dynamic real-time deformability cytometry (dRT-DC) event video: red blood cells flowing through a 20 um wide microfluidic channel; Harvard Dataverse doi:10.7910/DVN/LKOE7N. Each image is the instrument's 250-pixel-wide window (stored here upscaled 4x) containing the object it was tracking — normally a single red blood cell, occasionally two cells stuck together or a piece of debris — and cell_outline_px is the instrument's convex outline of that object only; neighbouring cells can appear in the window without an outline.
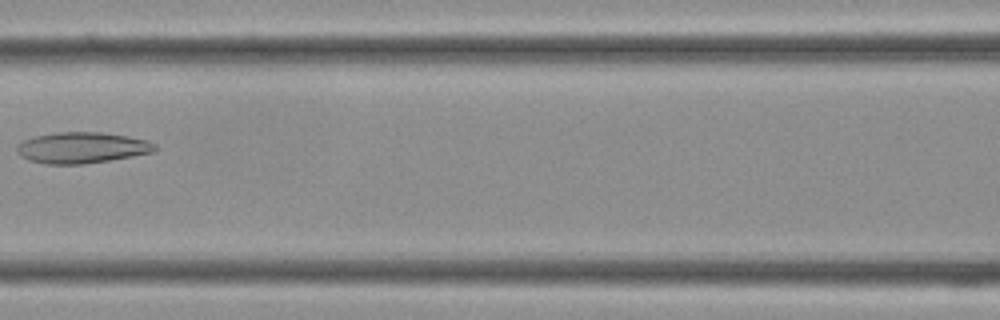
{"species": "Egyptian fruit bat (a non-hibernating species)", "species_latin": "Rousettus aegyptiacus", "temperature_condition": "cold", "stored_images_in_passage": 28, "camera_frame_rate_fps": 3000, "um_per_image_px": 0.085, "frame": {"image": 1, "passage_image": 8, "time_ms": 2.333, "image_size_px": [1000, 320], "cell_outline_px": [[156, 152], [84, 164], [44, 164], [28, 160], [20, 156], [16, 152], [16, 148], [24, 140], [36, 136], [56, 132], [100, 132], [128, 136], [148, 140], [156, 144]], "centroid_in_image_um": [6.97, 12.56], "position_along_channel_um": 159.6, "area_um2": 25.03}}
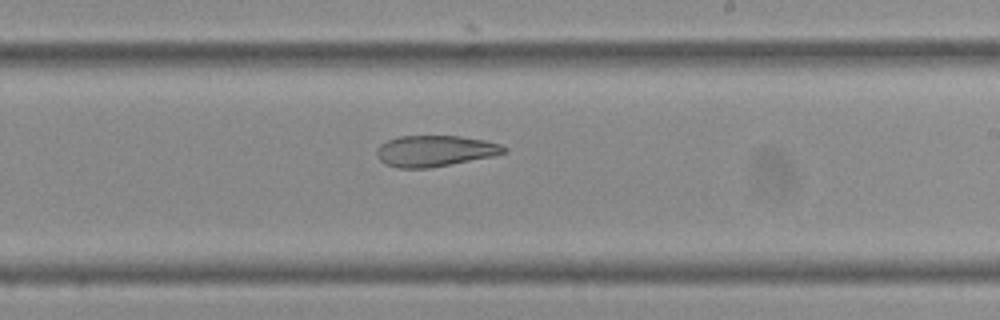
{"frame": {"image": 2, "passage_image": 13, "time_ms": 4.0, "image_size_px": [1000, 320], "cell_outline_px": [[508, 152], [492, 156], [428, 168], [396, 168], [384, 164], [376, 156], [376, 148], [380, 144], [388, 140], [400, 136], [460, 136], [484, 140], [500, 144], [508, 148]], "centroid_in_image_um": [36.94, 12.83], "position_along_channel_um": 252.1, "area_um2": 23.06}}
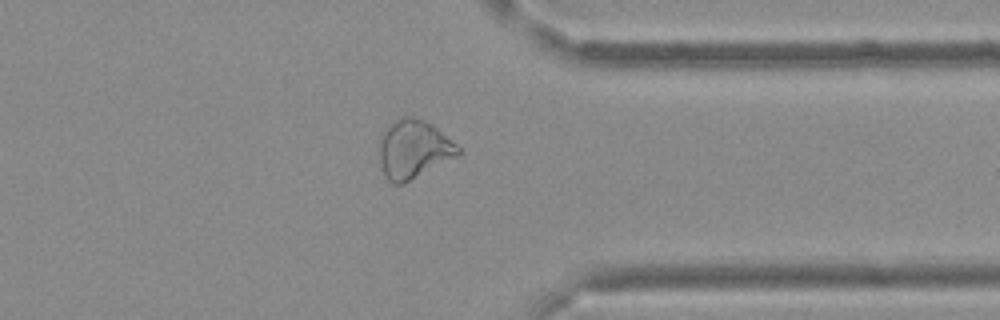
{"frame": {"image": 3, "passage_image": 20, "time_ms": 6.333, "image_size_px": [1000, 320], "cell_outline_px": [[460, 152], [456, 156], [404, 184], [392, 184], [384, 176], [380, 164], [380, 136], [388, 124], [404, 116], [412, 116], [424, 120], [436, 128], [456, 144], [460, 148]], "centroid_in_image_um": [35.11, 12.69], "position_along_channel_um": 376.3, "area_um2": 26.65}}